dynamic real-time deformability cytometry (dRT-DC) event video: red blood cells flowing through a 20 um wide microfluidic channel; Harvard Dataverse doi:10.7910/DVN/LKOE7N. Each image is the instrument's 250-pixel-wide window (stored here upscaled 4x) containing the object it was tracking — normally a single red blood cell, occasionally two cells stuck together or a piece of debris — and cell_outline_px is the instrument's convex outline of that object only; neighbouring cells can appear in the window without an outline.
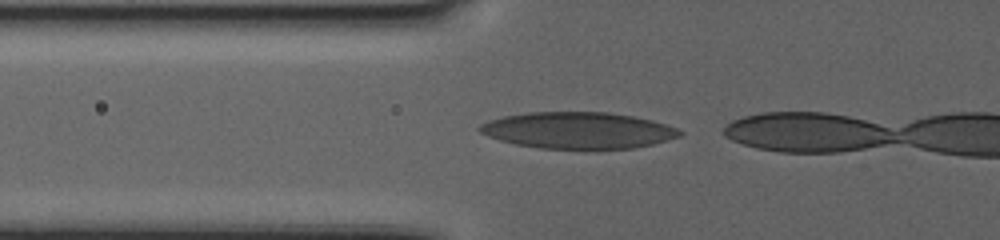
{"species": "human", "species_latin": "Homo sapiens", "temperature_condition": "warm", "stored_images_in_passage": 5, "camera_frame_rate_fps": 3000, "um_per_image_px": 0.085, "donor": {"sex": "female"}, "frame": {"image": 1, "passage_image": 2, "time_ms": 0.333, "image_size_px": [1000, 240], "cell_outline_px": [[684, 132], [680, 136], [652, 144], [632, 148], [540, 148], [516, 144], [500, 140], [488, 136], [480, 132], [476, 128], [480, 124], [488, 120], [504, 116], [528, 112], [608, 112], [632, 116], [652, 120], [676, 128]], "centroid_in_image_um": [49.1, 11.07], "position_along_channel_um": 76.7, "area_um2": 42.19}}